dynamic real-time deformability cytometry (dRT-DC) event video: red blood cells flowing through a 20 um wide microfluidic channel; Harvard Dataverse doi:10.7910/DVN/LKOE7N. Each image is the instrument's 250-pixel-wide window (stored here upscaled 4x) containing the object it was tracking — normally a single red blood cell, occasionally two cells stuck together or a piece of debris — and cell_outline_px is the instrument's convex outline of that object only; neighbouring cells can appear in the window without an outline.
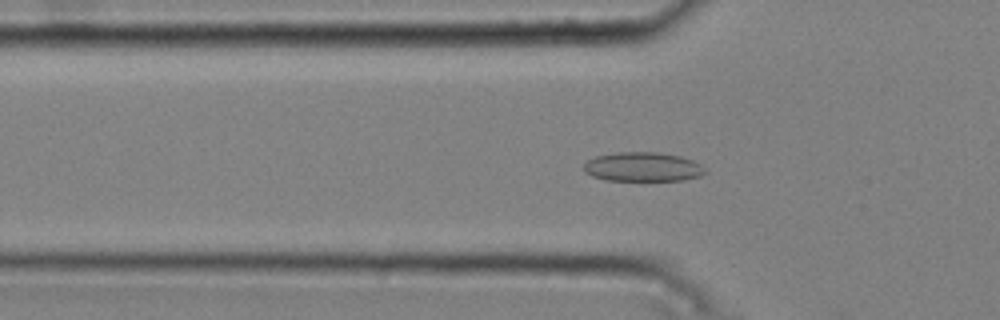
{"species": "common noctule bat (a hibernating species)", "species_latin": "Nyctalus noctula", "temperature_condition": "cold", "stored_images_in_passage": 47, "camera_frame_rate_fps": 3000, "um_per_image_px": 0.085, "animal": {"sex": "male", "body_mass_g": 20.4}, "frame": {"image": 1, "passage_image": 17, "time_ms": 5.333, "image_size_px": [1000, 320], "cell_outline_px": [[708, 172], [700, 176], [684, 180], [604, 180], [592, 176], [584, 172], [580, 168], [588, 160], [596, 156], [616, 152], [656, 152], [680, 156], [692, 160], [700, 164]], "centroid_in_image_um": [54.61, 14.18], "position_along_channel_um": 71.2, "area_um2": 20.81}}
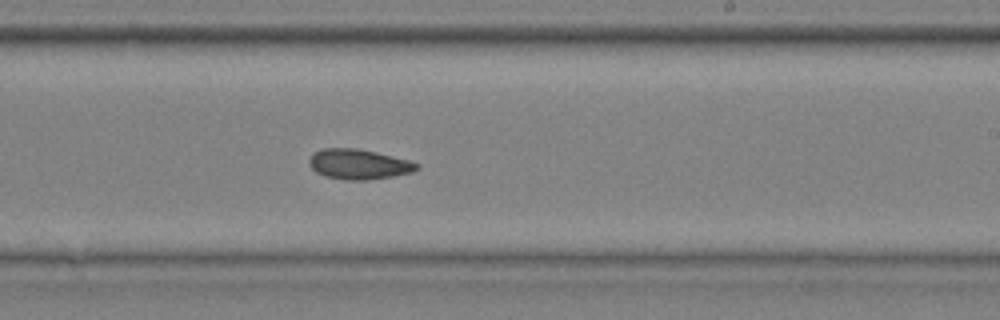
{"frame": {"image": 2, "passage_image": 32, "time_ms": 10.333, "image_size_px": [1000, 320], "cell_outline_px": [[420, 168], [412, 172], [392, 176], [368, 180], [348, 180], [324, 176], [316, 172], [308, 164], [308, 160], [316, 152], [324, 148], [356, 148], [376, 152], [408, 160], [420, 164]], "centroid_in_image_um": [30.5, 13.96], "position_along_channel_um": 258.5, "area_um2": 18.79}}
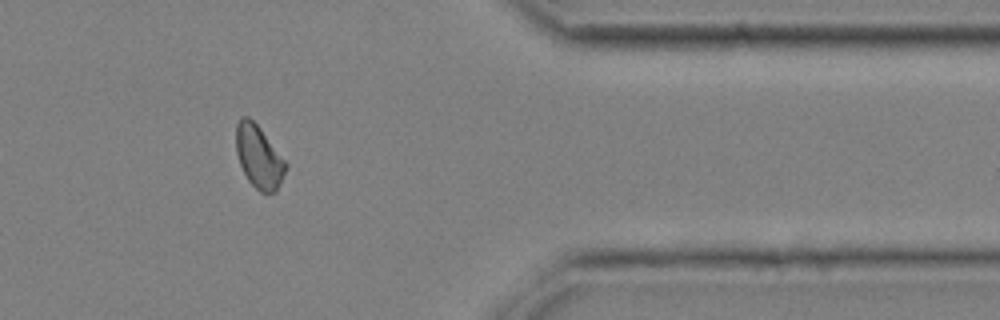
{"frame": {"image": 3, "passage_image": 44, "time_ms": 14.333, "image_size_px": [1000, 320], "cell_outline_px": [[288, 168], [276, 192], [260, 192], [248, 180], [240, 164], [236, 152], [236, 124], [240, 116], [248, 116], [260, 128], [288, 164]], "centroid_in_image_um": [22.01, 13.32], "position_along_channel_um": 389.4, "area_um2": 18.15}}